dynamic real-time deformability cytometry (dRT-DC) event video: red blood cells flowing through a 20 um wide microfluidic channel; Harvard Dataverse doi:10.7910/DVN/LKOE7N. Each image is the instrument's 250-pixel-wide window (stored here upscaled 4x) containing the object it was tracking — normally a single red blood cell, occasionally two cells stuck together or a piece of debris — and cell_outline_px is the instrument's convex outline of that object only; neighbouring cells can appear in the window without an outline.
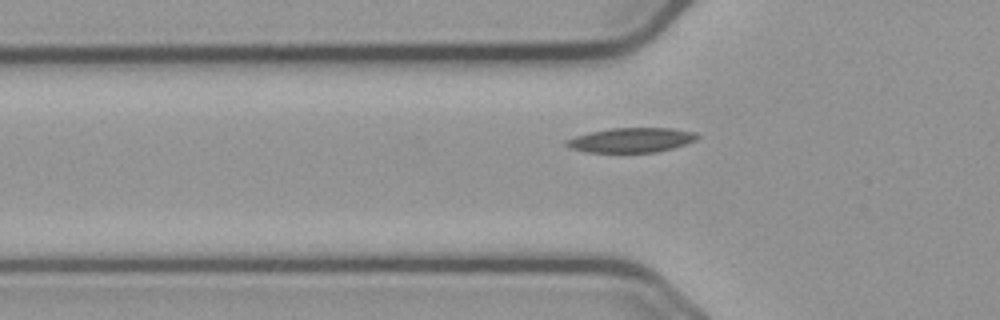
{"species": "common noctule bat (a hibernating species)", "species_latin": "Nyctalus noctula", "temperature_condition": "cold", "stored_images_in_passage": 41, "camera_frame_rate_fps": 3000, "um_per_image_px": 0.085, "animal": {"sex": "male", "body_mass_g": 23.1, "forearm_length_mm": 52.7}, "frame": {"image": 1, "passage_image": 5, "time_ms": 1.333, "image_size_px": [1000, 320], "cell_outline_px": [[700, 136], [696, 140], [672, 148], [656, 152], [588, 152], [572, 148], [564, 144], [564, 140], [576, 136], [592, 132], [612, 128], [672, 128], [696, 132]], "centroid_in_image_um": [53.68, 11.9], "position_along_channel_um": 72.1, "area_um2": 18.61}}
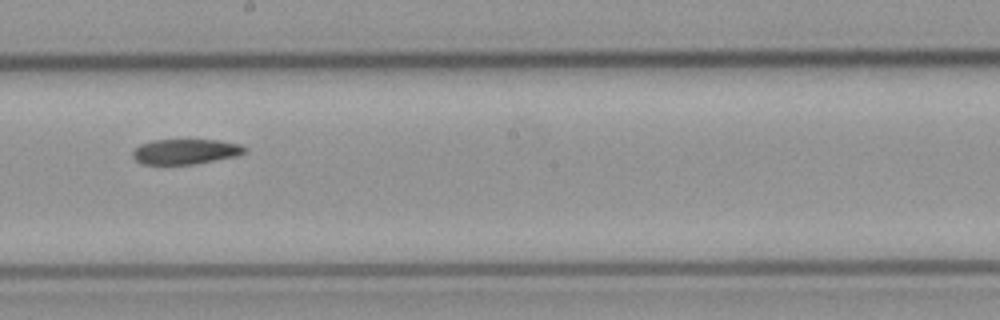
{"frame": {"image": 2, "passage_image": 18, "time_ms": 5.667, "image_size_px": [1000, 320], "cell_outline_px": [[248, 148], [244, 152], [236, 156], [192, 164], [140, 164], [132, 156], [132, 152], [140, 144], [152, 140], [220, 140], [240, 144]], "centroid_in_image_um": [15.75, 12.88], "position_along_channel_um": 232.4, "area_um2": 16.36}}
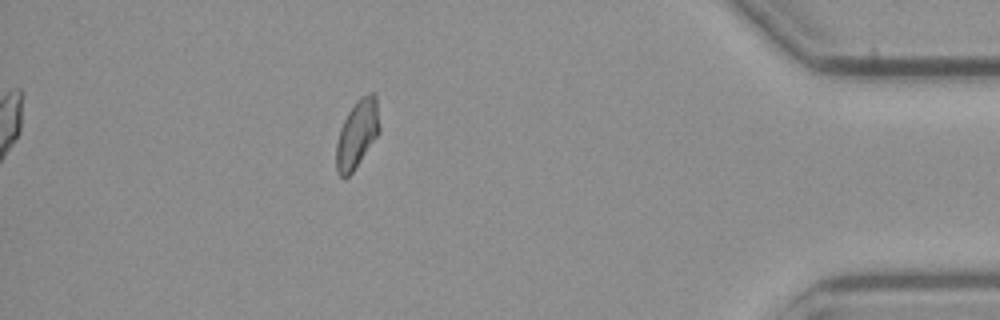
{"frame": {"image": 3, "passage_image": 36, "time_ms": 11.667, "image_size_px": [1000, 320], "cell_outline_px": [[380, 132], [352, 172], [344, 180], [336, 172], [336, 144], [340, 128], [348, 112], [356, 100], [360, 96], [368, 92], [372, 92], [376, 96], [380, 124]], "centroid_in_image_um": [30.35, 11.37], "position_along_channel_um": 404.8, "area_um2": 17.28}}